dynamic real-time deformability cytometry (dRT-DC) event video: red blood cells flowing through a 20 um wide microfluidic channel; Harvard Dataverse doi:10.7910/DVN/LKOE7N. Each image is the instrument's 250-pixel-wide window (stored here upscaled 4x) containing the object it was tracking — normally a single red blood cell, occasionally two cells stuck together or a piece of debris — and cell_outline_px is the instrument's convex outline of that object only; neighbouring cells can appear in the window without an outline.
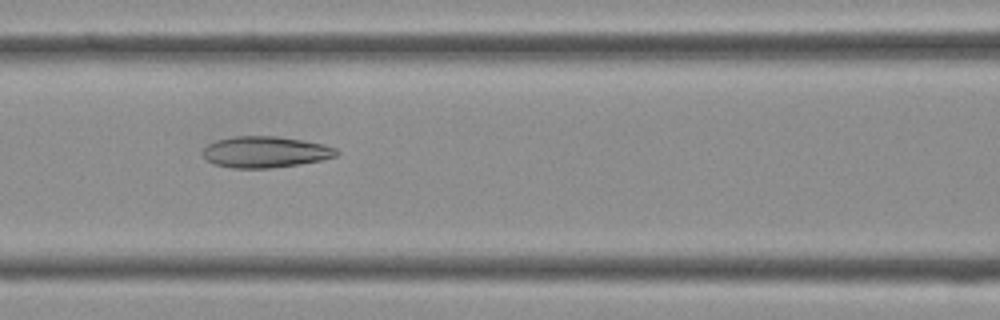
{"species": "Egyptian fruit bat (a non-hibernating species)", "species_latin": "Rousettus aegyptiacus", "temperature_condition": "cold", "stored_images_in_passage": 36, "camera_frame_rate_fps": 3000, "um_per_image_px": 0.085, "frame": {"image": 1, "passage_image": 13, "time_ms": 4.0, "image_size_px": [1000, 320], "cell_outline_px": [[340, 152], [336, 156], [320, 160], [300, 164], [268, 168], [232, 168], [212, 164], [204, 156], [204, 148], [208, 144], [216, 140], [232, 136], [276, 136], [324, 144], [336, 148]], "centroid_in_image_um": [22.54, 12.92], "position_along_channel_um": 144.1, "area_um2": 24.28}}
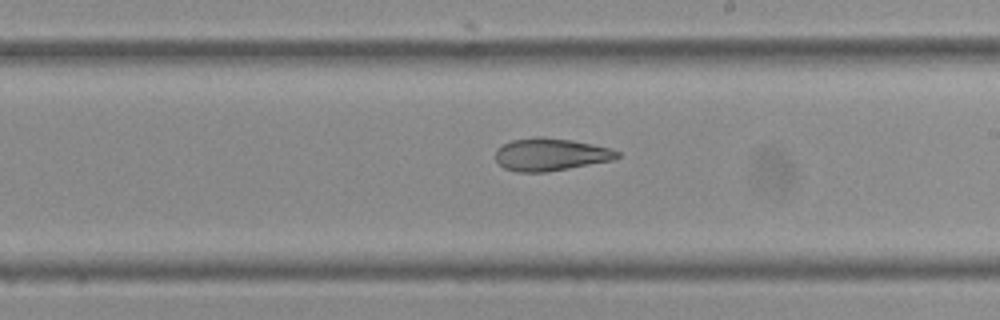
{"frame": {"image": 2, "passage_image": 19, "time_ms": 6.0, "image_size_px": [1000, 320], "cell_outline_px": [[620, 156], [616, 160], [544, 172], [516, 172], [504, 168], [496, 160], [496, 148], [512, 140], [536, 136], [540, 136], [572, 140], [612, 148], [620, 152]], "centroid_in_image_um": [46.83, 13.12], "position_along_channel_um": 242.2, "area_um2": 23.24}}
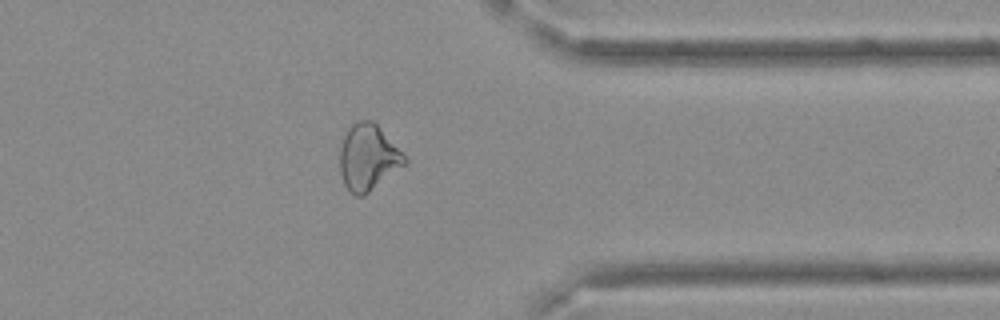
{"frame": {"image": 3, "passage_image": 28, "time_ms": 9.0, "image_size_px": [1000, 320], "cell_outline_px": [[408, 164], [364, 196], [356, 196], [348, 192], [344, 184], [340, 172], [340, 148], [344, 136], [348, 128], [356, 120], [372, 120], [376, 124], [408, 160]], "centroid_in_image_um": [31.28, 13.42], "position_along_channel_um": 380.1, "area_um2": 25.03}}